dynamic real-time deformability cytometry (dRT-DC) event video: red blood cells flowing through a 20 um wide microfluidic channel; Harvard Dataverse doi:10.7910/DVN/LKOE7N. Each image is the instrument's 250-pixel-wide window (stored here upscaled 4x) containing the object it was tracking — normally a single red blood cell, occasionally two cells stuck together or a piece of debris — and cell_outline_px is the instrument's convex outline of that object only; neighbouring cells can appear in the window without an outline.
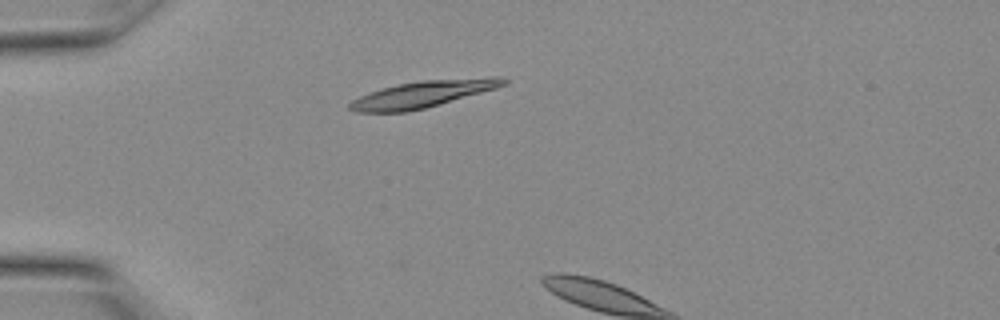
{"species": "Egyptian fruit bat (a non-hibernating species)", "species_latin": "Rousettus aegyptiacus", "temperature_condition": "warm", "stored_images_in_passage": 2, "camera_frame_rate_fps": 3000, "um_per_image_px": 0.085, "animal": {"sex": "female"}, "frame": {"image": 1, "passage_image": 1, "time_ms": 0.0, "image_size_px": [1000, 320], "cell_outline_px": [[508, 84], [496, 88], [440, 104], [408, 112], [356, 112], [348, 108], [348, 104], [352, 100], [360, 96], [384, 88], [400, 84], [424, 80], [492, 76], [504, 76], [508, 80]], "centroid_in_image_um": [36.01, 7.99], "position_along_channel_um": 49.0, "area_um2": 23.81}}